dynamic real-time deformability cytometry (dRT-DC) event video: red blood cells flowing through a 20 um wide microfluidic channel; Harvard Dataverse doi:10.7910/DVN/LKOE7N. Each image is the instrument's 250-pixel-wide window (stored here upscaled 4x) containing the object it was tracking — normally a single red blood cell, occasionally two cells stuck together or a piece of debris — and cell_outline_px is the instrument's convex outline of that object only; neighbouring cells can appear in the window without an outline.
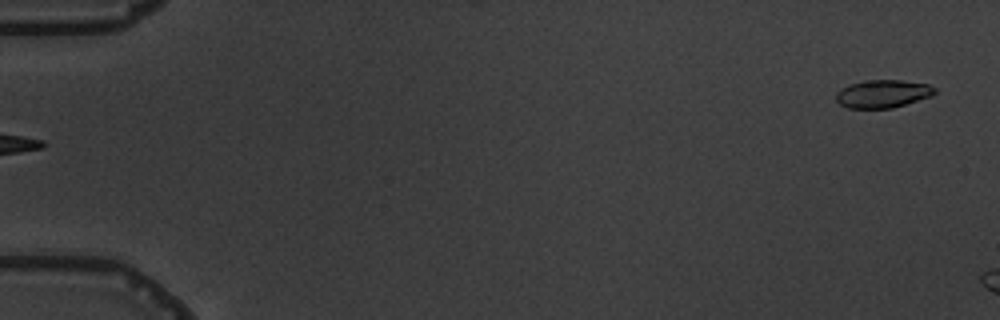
{"species": "common noctule bat (a hibernating species)", "species_latin": "Nyctalus noctula", "temperature_condition": "warm", "stored_images_in_passage": 6, "segment_of_instrument_passage": [2, 2], "camera_frame_rate_fps": 3000, "um_per_image_px": 0.085, "animal": {"sex": "male", "body_mass_g": 19.5, "forearm_length_mm": 54.6}, "frame": {"image": 1, "passage_image": 6, "time_ms": 6.333, "image_size_px": [1000, 320], "cell_outline_px": [[936, 92], [932, 96], [892, 108], [848, 108], [840, 104], [836, 100], [836, 92], [840, 88], [848, 84], [864, 80], [900, 80], [928, 84], [936, 88]], "centroid_in_image_um": [75.02, 7.96], "position_along_channel_um": 10.0, "area_um2": 16.18}}